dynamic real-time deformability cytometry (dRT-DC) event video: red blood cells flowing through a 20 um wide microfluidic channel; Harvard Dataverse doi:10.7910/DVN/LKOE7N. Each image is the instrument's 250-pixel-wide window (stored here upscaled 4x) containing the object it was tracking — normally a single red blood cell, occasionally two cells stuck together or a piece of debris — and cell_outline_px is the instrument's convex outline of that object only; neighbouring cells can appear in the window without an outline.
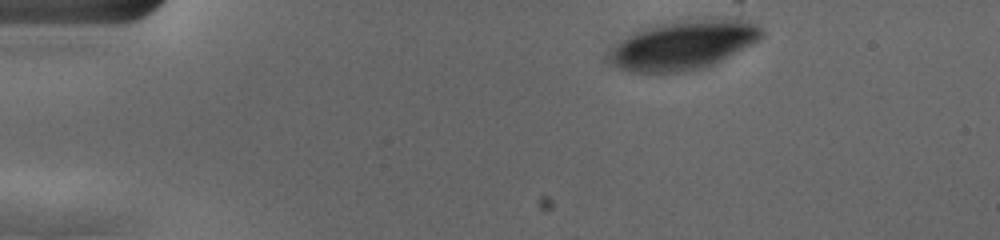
{"species": "human", "species_latin": "Homo sapiens", "temperature_condition": "cold", "stored_images_in_passage": 7, "camera_frame_rate_fps": 3000, "um_per_image_px": 0.085, "donor": {"sex": "female"}, "frame": {"image": 1, "passage_image": 1, "time_ms": 0.0, "image_size_px": [1000, 240], "cell_outline_px": [[764, 32], [752, 44], [712, 64], [700, 68], [684, 72], [632, 72], [620, 68], [608, 60], [604, 56], [616, 44], [628, 36], [636, 32], [660, 24], [680, 20], [712, 16], [736, 16], [748, 20], [764, 28]], "centroid_in_image_um": [58.14, 3.77], "position_along_channel_um": 26.9, "area_um2": 43.99}}